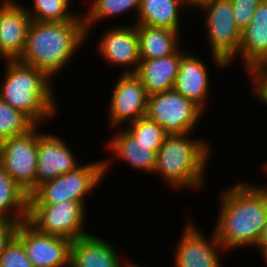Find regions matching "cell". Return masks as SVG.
<instances>
[{
    "label": "cell",
    "instance_id": "obj_15",
    "mask_svg": "<svg viewBox=\"0 0 267 267\" xmlns=\"http://www.w3.org/2000/svg\"><path fill=\"white\" fill-rule=\"evenodd\" d=\"M72 151L69 144L59 135L41 133L38 136L36 187L80 166L81 163Z\"/></svg>",
    "mask_w": 267,
    "mask_h": 267
},
{
    "label": "cell",
    "instance_id": "obj_34",
    "mask_svg": "<svg viewBox=\"0 0 267 267\" xmlns=\"http://www.w3.org/2000/svg\"><path fill=\"white\" fill-rule=\"evenodd\" d=\"M203 1H206V0H190V7L191 8H193V7L196 8Z\"/></svg>",
    "mask_w": 267,
    "mask_h": 267
},
{
    "label": "cell",
    "instance_id": "obj_35",
    "mask_svg": "<svg viewBox=\"0 0 267 267\" xmlns=\"http://www.w3.org/2000/svg\"><path fill=\"white\" fill-rule=\"evenodd\" d=\"M125 267H143V266L139 265L138 263L136 264L135 261L129 260L127 261Z\"/></svg>",
    "mask_w": 267,
    "mask_h": 267
},
{
    "label": "cell",
    "instance_id": "obj_32",
    "mask_svg": "<svg viewBox=\"0 0 267 267\" xmlns=\"http://www.w3.org/2000/svg\"><path fill=\"white\" fill-rule=\"evenodd\" d=\"M257 246H267V221L262 229Z\"/></svg>",
    "mask_w": 267,
    "mask_h": 267
},
{
    "label": "cell",
    "instance_id": "obj_17",
    "mask_svg": "<svg viewBox=\"0 0 267 267\" xmlns=\"http://www.w3.org/2000/svg\"><path fill=\"white\" fill-rule=\"evenodd\" d=\"M237 58L248 73L254 67L267 64V0H261L256 7L251 22L242 30ZM236 59V60H235Z\"/></svg>",
    "mask_w": 267,
    "mask_h": 267
},
{
    "label": "cell",
    "instance_id": "obj_8",
    "mask_svg": "<svg viewBox=\"0 0 267 267\" xmlns=\"http://www.w3.org/2000/svg\"><path fill=\"white\" fill-rule=\"evenodd\" d=\"M40 127L0 142V166L28 196L36 189Z\"/></svg>",
    "mask_w": 267,
    "mask_h": 267
},
{
    "label": "cell",
    "instance_id": "obj_24",
    "mask_svg": "<svg viewBox=\"0 0 267 267\" xmlns=\"http://www.w3.org/2000/svg\"><path fill=\"white\" fill-rule=\"evenodd\" d=\"M89 5L90 7L88 6L87 12L82 14L87 32V40L91 33L90 30L93 29L97 22L114 17L117 18L120 14L124 16L123 14H128V11L135 12V16H137L140 0H92Z\"/></svg>",
    "mask_w": 267,
    "mask_h": 267
},
{
    "label": "cell",
    "instance_id": "obj_9",
    "mask_svg": "<svg viewBox=\"0 0 267 267\" xmlns=\"http://www.w3.org/2000/svg\"><path fill=\"white\" fill-rule=\"evenodd\" d=\"M204 111L174 89L148 95L146 116L168 135L193 132Z\"/></svg>",
    "mask_w": 267,
    "mask_h": 267
},
{
    "label": "cell",
    "instance_id": "obj_6",
    "mask_svg": "<svg viewBox=\"0 0 267 267\" xmlns=\"http://www.w3.org/2000/svg\"><path fill=\"white\" fill-rule=\"evenodd\" d=\"M205 14L204 28L210 43L212 62L225 70L238 55L242 31L236 25L230 0H206L199 4ZM222 68V69H220Z\"/></svg>",
    "mask_w": 267,
    "mask_h": 267
},
{
    "label": "cell",
    "instance_id": "obj_22",
    "mask_svg": "<svg viewBox=\"0 0 267 267\" xmlns=\"http://www.w3.org/2000/svg\"><path fill=\"white\" fill-rule=\"evenodd\" d=\"M140 59H154L175 53L181 46L180 32L159 27L135 24ZM180 40V41H179Z\"/></svg>",
    "mask_w": 267,
    "mask_h": 267
},
{
    "label": "cell",
    "instance_id": "obj_13",
    "mask_svg": "<svg viewBox=\"0 0 267 267\" xmlns=\"http://www.w3.org/2000/svg\"><path fill=\"white\" fill-rule=\"evenodd\" d=\"M97 53L102 61L112 66H122V73H135L140 62L136 25H117L103 32L97 42Z\"/></svg>",
    "mask_w": 267,
    "mask_h": 267
},
{
    "label": "cell",
    "instance_id": "obj_12",
    "mask_svg": "<svg viewBox=\"0 0 267 267\" xmlns=\"http://www.w3.org/2000/svg\"><path fill=\"white\" fill-rule=\"evenodd\" d=\"M15 236L34 267H70L71 239L41 233L27 220L18 224Z\"/></svg>",
    "mask_w": 267,
    "mask_h": 267
},
{
    "label": "cell",
    "instance_id": "obj_14",
    "mask_svg": "<svg viewBox=\"0 0 267 267\" xmlns=\"http://www.w3.org/2000/svg\"><path fill=\"white\" fill-rule=\"evenodd\" d=\"M0 2V58L4 61L18 60L24 52L32 20L20 1Z\"/></svg>",
    "mask_w": 267,
    "mask_h": 267
},
{
    "label": "cell",
    "instance_id": "obj_36",
    "mask_svg": "<svg viewBox=\"0 0 267 267\" xmlns=\"http://www.w3.org/2000/svg\"><path fill=\"white\" fill-rule=\"evenodd\" d=\"M265 165H263V169H264V171H266V174L265 175H267V163L265 162L264 163ZM265 166V167H264ZM260 185L265 189V190H267V184H263L262 185V183H260Z\"/></svg>",
    "mask_w": 267,
    "mask_h": 267
},
{
    "label": "cell",
    "instance_id": "obj_23",
    "mask_svg": "<svg viewBox=\"0 0 267 267\" xmlns=\"http://www.w3.org/2000/svg\"><path fill=\"white\" fill-rule=\"evenodd\" d=\"M28 204V195L0 166V217L17 223L26 221Z\"/></svg>",
    "mask_w": 267,
    "mask_h": 267
},
{
    "label": "cell",
    "instance_id": "obj_16",
    "mask_svg": "<svg viewBox=\"0 0 267 267\" xmlns=\"http://www.w3.org/2000/svg\"><path fill=\"white\" fill-rule=\"evenodd\" d=\"M200 58L202 57L193 53H184L181 56L173 89L205 111L212 85L209 69Z\"/></svg>",
    "mask_w": 267,
    "mask_h": 267
},
{
    "label": "cell",
    "instance_id": "obj_19",
    "mask_svg": "<svg viewBox=\"0 0 267 267\" xmlns=\"http://www.w3.org/2000/svg\"><path fill=\"white\" fill-rule=\"evenodd\" d=\"M119 130V131H118ZM116 131V132H115ZM113 137L107 140V151L115 155L131 168L140 169L146 173H154L156 153L161 145H144L138 143L125 129L115 128ZM113 154V155H112Z\"/></svg>",
    "mask_w": 267,
    "mask_h": 267
},
{
    "label": "cell",
    "instance_id": "obj_26",
    "mask_svg": "<svg viewBox=\"0 0 267 267\" xmlns=\"http://www.w3.org/2000/svg\"><path fill=\"white\" fill-rule=\"evenodd\" d=\"M35 126L27 115L0 99V142L24 135Z\"/></svg>",
    "mask_w": 267,
    "mask_h": 267
},
{
    "label": "cell",
    "instance_id": "obj_20",
    "mask_svg": "<svg viewBox=\"0 0 267 267\" xmlns=\"http://www.w3.org/2000/svg\"><path fill=\"white\" fill-rule=\"evenodd\" d=\"M183 52L180 47L175 53L165 57L140 59L134 74L140 79L148 95L173 89Z\"/></svg>",
    "mask_w": 267,
    "mask_h": 267
},
{
    "label": "cell",
    "instance_id": "obj_3",
    "mask_svg": "<svg viewBox=\"0 0 267 267\" xmlns=\"http://www.w3.org/2000/svg\"><path fill=\"white\" fill-rule=\"evenodd\" d=\"M193 133L167 135L156 153L154 173L177 191H199L205 183L212 147L206 138H193Z\"/></svg>",
    "mask_w": 267,
    "mask_h": 267
},
{
    "label": "cell",
    "instance_id": "obj_33",
    "mask_svg": "<svg viewBox=\"0 0 267 267\" xmlns=\"http://www.w3.org/2000/svg\"><path fill=\"white\" fill-rule=\"evenodd\" d=\"M258 251L260 250V255L263 257V260H265V264L267 263V246H256Z\"/></svg>",
    "mask_w": 267,
    "mask_h": 267
},
{
    "label": "cell",
    "instance_id": "obj_29",
    "mask_svg": "<svg viewBox=\"0 0 267 267\" xmlns=\"http://www.w3.org/2000/svg\"><path fill=\"white\" fill-rule=\"evenodd\" d=\"M238 28L242 31L251 22L253 13L261 0H230Z\"/></svg>",
    "mask_w": 267,
    "mask_h": 267
},
{
    "label": "cell",
    "instance_id": "obj_27",
    "mask_svg": "<svg viewBox=\"0 0 267 267\" xmlns=\"http://www.w3.org/2000/svg\"><path fill=\"white\" fill-rule=\"evenodd\" d=\"M128 127H125V130L138 143L144 145H161L168 135L161 125H158L147 116L129 123Z\"/></svg>",
    "mask_w": 267,
    "mask_h": 267
},
{
    "label": "cell",
    "instance_id": "obj_1",
    "mask_svg": "<svg viewBox=\"0 0 267 267\" xmlns=\"http://www.w3.org/2000/svg\"><path fill=\"white\" fill-rule=\"evenodd\" d=\"M214 233L223 249L255 247L267 221V190L237 182L223 190Z\"/></svg>",
    "mask_w": 267,
    "mask_h": 267
},
{
    "label": "cell",
    "instance_id": "obj_37",
    "mask_svg": "<svg viewBox=\"0 0 267 267\" xmlns=\"http://www.w3.org/2000/svg\"><path fill=\"white\" fill-rule=\"evenodd\" d=\"M184 3H186L188 5V9H190V0H182Z\"/></svg>",
    "mask_w": 267,
    "mask_h": 267
},
{
    "label": "cell",
    "instance_id": "obj_11",
    "mask_svg": "<svg viewBox=\"0 0 267 267\" xmlns=\"http://www.w3.org/2000/svg\"><path fill=\"white\" fill-rule=\"evenodd\" d=\"M182 237L176 242L174 253L175 267H224L219 255L224 252L214 231L211 238L205 236L197 223L188 219Z\"/></svg>",
    "mask_w": 267,
    "mask_h": 267
},
{
    "label": "cell",
    "instance_id": "obj_2",
    "mask_svg": "<svg viewBox=\"0 0 267 267\" xmlns=\"http://www.w3.org/2000/svg\"><path fill=\"white\" fill-rule=\"evenodd\" d=\"M84 21L32 20L22 56L25 65L45 72L51 79L65 69L83 43H87ZM56 75V76H55Z\"/></svg>",
    "mask_w": 267,
    "mask_h": 267
},
{
    "label": "cell",
    "instance_id": "obj_4",
    "mask_svg": "<svg viewBox=\"0 0 267 267\" xmlns=\"http://www.w3.org/2000/svg\"><path fill=\"white\" fill-rule=\"evenodd\" d=\"M4 65L0 99L23 112L36 125L55 118L59 109L53 92V79L19 60H6Z\"/></svg>",
    "mask_w": 267,
    "mask_h": 267
},
{
    "label": "cell",
    "instance_id": "obj_7",
    "mask_svg": "<svg viewBox=\"0 0 267 267\" xmlns=\"http://www.w3.org/2000/svg\"><path fill=\"white\" fill-rule=\"evenodd\" d=\"M86 209L83 204L75 201L28 204L27 221L41 233L73 241L90 234L84 228L87 220Z\"/></svg>",
    "mask_w": 267,
    "mask_h": 267
},
{
    "label": "cell",
    "instance_id": "obj_18",
    "mask_svg": "<svg viewBox=\"0 0 267 267\" xmlns=\"http://www.w3.org/2000/svg\"><path fill=\"white\" fill-rule=\"evenodd\" d=\"M118 254L112 242L89 234L72 241L70 267H125L128 260Z\"/></svg>",
    "mask_w": 267,
    "mask_h": 267
},
{
    "label": "cell",
    "instance_id": "obj_31",
    "mask_svg": "<svg viewBox=\"0 0 267 267\" xmlns=\"http://www.w3.org/2000/svg\"><path fill=\"white\" fill-rule=\"evenodd\" d=\"M19 223L0 217V254L15 236Z\"/></svg>",
    "mask_w": 267,
    "mask_h": 267
},
{
    "label": "cell",
    "instance_id": "obj_21",
    "mask_svg": "<svg viewBox=\"0 0 267 267\" xmlns=\"http://www.w3.org/2000/svg\"><path fill=\"white\" fill-rule=\"evenodd\" d=\"M188 5L182 0H140L136 21L132 24H142L151 27L167 28L181 31V9Z\"/></svg>",
    "mask_w": 267,
    "mask_h": 267
},
{
    "label": "cell",
    "instance_id": "obj_28",
    "mask_svg": "<svg viewBox=\"0 0 267 267\" xmlns=\"http://www.w3.org/2000/svg\"><path fill=\"white\" fill-rule=\"evenodd\" d=\"M0 267H34L22 242L14 236L0 254Z\"/></svg>",
    "mask_w": 267,
    "mask_h": 267
},
{
    "label": "cell",
    "instance_id": "obj_25",
    "mask_svg": "<svg viewBox=\"0 0 267 267\" xmlns=\"http://www.w3.org/2000/svg\"><path fill=\"white\" fill-rule=\"evenodd\" d=\"M32 5L26 10L34 21H84L82 13L72 12L71 0H33Z\"/></svg>",
    "mask_w": 267,
    "mask_h": 267
},
{
    "label": "cell",
    "instance_id": "obj_30",
    "mask_svg": "<svg viewBox=\"0 0 267 267\" xmlns=\"http://www.w3.org/2000/svg\"><path fill=\"white\" fill-rule=\"evenodd\" d=\"M248 78L252 83L251 89L253 95L256 96L258 101L267 106V64H261L248 72ZM252 79V81H251Z\"/></svg>",
    "mask_w": 267,
    "mask_h": 267
},
{
    "label": "cell",
    "instance_id": "obj_10",
    "mask_svg": "<svg viewBox=\"0 0 267 267\" xmlns=\"http://www.w3.org/2000/svg\"><path fill=\"white\" fill-rule=\"evenodd\" d=\"M111 90L108 128H123L127 123L146 116L148 94L134 73H122Z\"/></svg>",
    "mask_w": 267,
    "mask_h": 267
},
{
    "label": "cell",
    "instance_id": "obj_5",
    "mask_svg": "<svg viewBox=\"0 0 267 267\" xmlns=\"http://www.w3.org/2000/svg\"><path fill=\"white\" fill-rule=\"evenodd\" d=\"M113 160L112 157H108V159L96 160V162L83 163L73 171L38 185L28 196L29 204H54L63 201H75L86 207V195L93 194L96 187L101 182L103 183L108 170L111 169L110 165H112L111 162Z\"/></svg>",
    "mask_w": 267,
    "mask_h": 267
}]
</instances>
